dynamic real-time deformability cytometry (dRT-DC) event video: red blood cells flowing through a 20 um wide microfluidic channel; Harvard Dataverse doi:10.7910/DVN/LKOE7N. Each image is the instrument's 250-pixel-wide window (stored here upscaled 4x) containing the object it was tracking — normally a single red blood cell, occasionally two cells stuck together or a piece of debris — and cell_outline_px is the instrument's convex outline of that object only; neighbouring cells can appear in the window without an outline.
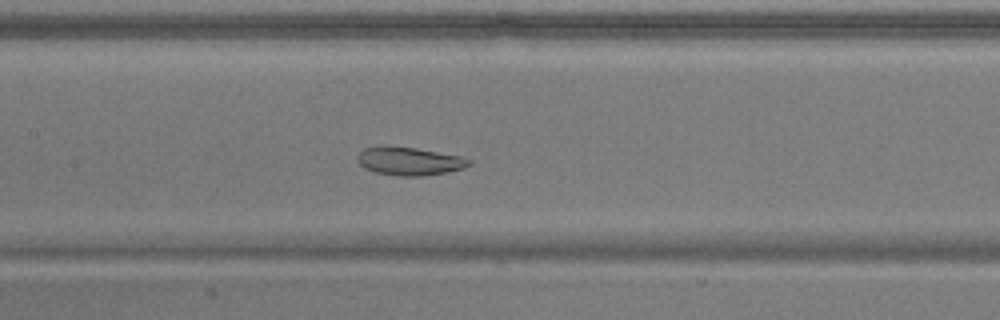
{"species": "common noctule bat (a hibernating species)", "species_latin": "Nyctalus noctula", "temperature_condition": "warm", "stored_images_in_passage": 54, "camera_frame_rate_fps": 3000, "um_per_image_px": 0.085, "animal": {"sex": "male", "body_mass_g": 17.9}, "frame": {"image": 1, "passage_image": 25, "time_ms": 8.0, "image_size_px": [1000, 320], "cell_outline_px": [[472, 164], [464, 168], [448, 172], [420, 176], [400, 176], [376, 172], [364, 168], [356, 160], [356, 156], [364, 148], [384, 144], [416, 148], [460, 156], [472, 160]], "centroid_in_image_um": [34.77, 13.68], "position_along_channel_um": 172.6, "area_um2": 18.61}}
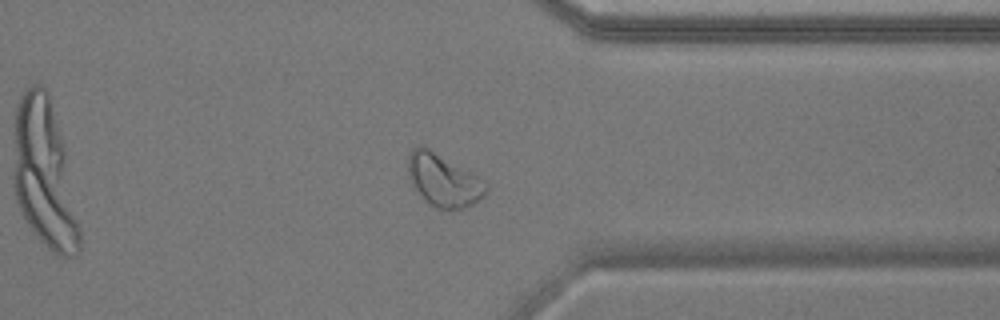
{"frame": {"image": 2, "passage_image": 42, "time_ms": 13.667, "image_size_px": [1000, 320], "cell_outline_px": [[488, 192], [484, 196], [472, 204], [464, 208], [440, 208], [424, 200], [412, 184], [408, 176], [408, 152], [412, 148], [420, 144], [428, 148], [476, 176], [488, 184]], "centroid_in_image_um": [37.66, 15.3], "position_along_channel_um": 373.7, "area_um2": 23.35}}
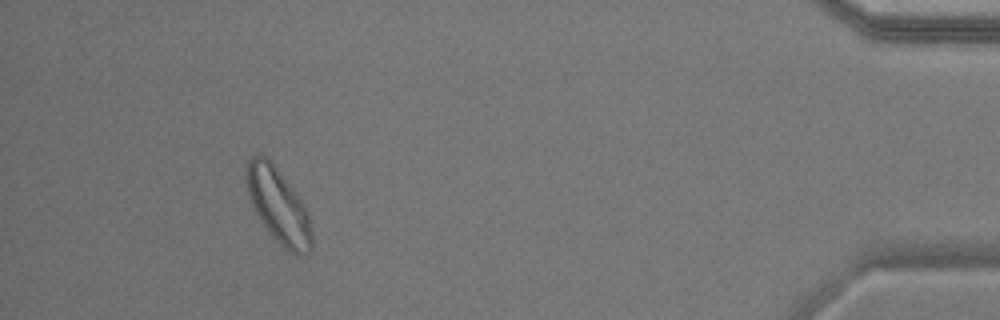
{"frame": {"image": 3, "passage_image": 50, "time_ms": 16.333, "image_size_px": [1000, 320], "cell_outline_px": [[312, 244], [308, 252], [300, 256], [296, 256], [288, 252], [268, 232], [260, 220], [248, 196], [244, 176], [244, 172], [248, 160], [252, 156], [264, 156], [272, 164], [296, 192], [304, 204], [308, 212], [312, 236]], "centroid_in_image_um": [23.65, 17.52], "position_along_channel_um": 411.6, "area_um2": 28.44}, "authors_computed_cell_mechanics": {"area_um2": 25.5187, "velocity_mm_per_s": 3.6346, "shape_relaxation_time_tau1_ms": null, "shape_relaxation_time_tau2_ms": 4.3356, "deformation_change_tau1": null, "deformation_change_tau2": 0.1126}}